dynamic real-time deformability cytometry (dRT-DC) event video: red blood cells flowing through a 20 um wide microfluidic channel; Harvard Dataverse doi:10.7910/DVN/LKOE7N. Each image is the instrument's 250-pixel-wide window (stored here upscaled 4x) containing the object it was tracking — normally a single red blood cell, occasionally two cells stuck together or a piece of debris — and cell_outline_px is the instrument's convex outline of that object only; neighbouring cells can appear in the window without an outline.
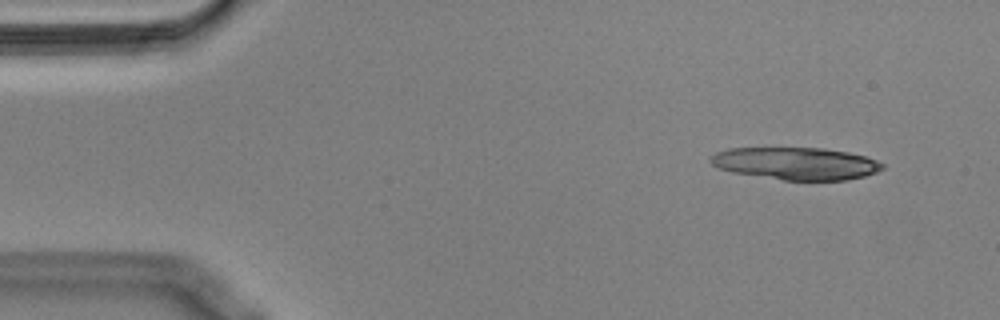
{"species": "Egyptian fruit bat (a non-hibernating species)", "species_latin": "Rousettus aegyptiacus", "temperature_condition": "cold", "stored_images_in_passage": 12, "camera_frame_rate_fps": 3000, "um_per_image_px": 0.085, "animal": {"sex": "male"}, "frame": {"image": 1, "passage_image": 4, "time_ms": 1.0, "image_size_px": [1000, 320], "cell_outline_px": [[884, 168], [876, 172], [864, 176], [848, 180], [784, 180], [732, 172], [720, 168], [712, 164], [708, 160], [716, 152], [728, 148], [824, 148], [848, 152], [864, 156], [876, 160], [884, 164]], "centroid_in_image_um": [67.66, 13.89], "position_along_channel_um": 17.3, "area_um2": 32.31}}